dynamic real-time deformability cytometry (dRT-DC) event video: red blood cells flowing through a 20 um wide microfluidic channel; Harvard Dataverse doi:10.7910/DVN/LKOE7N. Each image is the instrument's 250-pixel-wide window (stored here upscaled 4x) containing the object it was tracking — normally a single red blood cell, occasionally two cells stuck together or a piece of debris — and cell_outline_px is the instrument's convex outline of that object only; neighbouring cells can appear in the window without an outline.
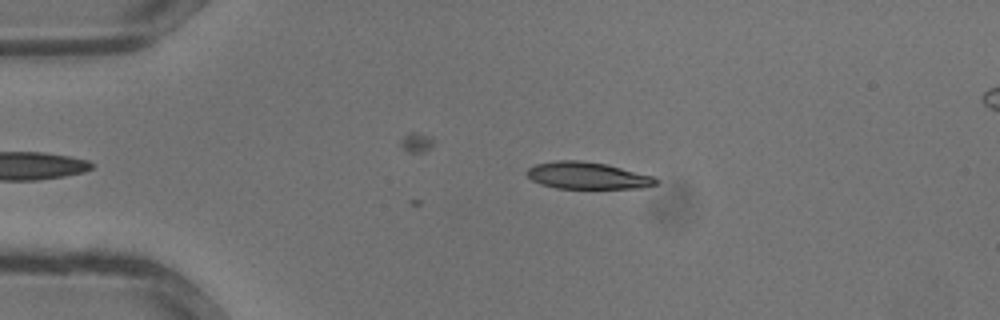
{"species": "common noctule bat (a hibernating species)", "species_latin": "Nyctalus noctula", "temperature_condition": "warm", "stored_images_in_passage": 4, "camera_frame_rate_fps": 3000, "um_per_image_px": 0.085, "animal": {"sex": "male", "body_mass_g": 13.3}, "frame": {"image": 1, "passage_image": 4, "time_ms": 1.0, "image_size_px": [1000, 320], "cell_outline_px": [[660, 180], [656, 184], [644, 188], [556, 188], [540, 184], [532, 180], [524, 172], [528, 168], [536, 164], [556, 160], [580, 160], [608, 164], [652, 176]], "centroid_in_image_um": [49.92, 14.92], "position_along_channel_um": 35.1, "area_um2": 20.35}}